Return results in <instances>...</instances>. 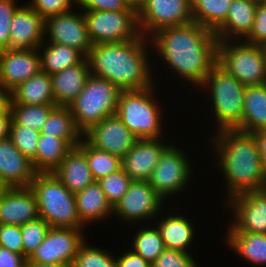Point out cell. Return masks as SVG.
Instances as JSON below:
<instances>
[{"mask_svg": "<svg viewBox=\"0 0 266 267\" xmlns=\"http://www.w3.org/2000/svg\"><path fill=\"white\" fill-rule=\"evenodd\" d=\"M149 39L156 57L160 56L177 77L196 88L217 64V37L196 22L160 29Z\"/></svg>", "mask_w": 266, "mask_h": 267, "instance_id": "6da1fadb", "label": "cell"}, {"mask_svg": "<svg viewBox=\"0 0 266 267\" xmlns=\"http://www.w3.org/2000/svg\"><path fill=\"white\" fill-rule=\"evenodd\" d=\"M149 46L150 39L143 35L130 41L93 45L86 57L90 74L105 78L121 91L152 87L156 80Z\"/></svg>", "mask_w": 266, "mask_h": 267, "instance_id": "7a4b0ae2", "label": "cell"}, {"mask_svg": "<svg viewBox=\"0 0 266 267\" xmlns=\"http://www.w3.org/2000/svg\"><path fill=\"white\" fill-rule=\"evenodd\" d=\"M211 136L216 166L227 185L226 200L242 192L264 189L266 175L254 134L227 129Z\"/></svg>", "mask_w": 266, "mask_h": 267, "instance_id": "3957f363", "label": "cell"}, {"mask_svg": "<svg viewBox=\"0 0 266 267\" xmlns=\"http://www.w3.org/2000/svg\"><path fill=\"white\" fill-rule=\"evenodd\" d=\"M199 88H204L210 96L209 109L215 117V132L236 129L241 124L246 86L216 64Z\"/></svg>", "mask_w": 266, "mask_h": 267, "instance_id": "277c9868", "label": "cell"}, {"mask_svg": "<svg viewBox=\"0 0 266 267\" xmlns=\"http://www.w3.org/2000/svg\"><path fill=\"white\" fill-rule=\"evenodd\" d=\"M30 187L36 196L39 217L50 227L86 229L78 217L74 193L53 173H36Z\"/></svg>", "mask_w": 266, "mask_h": 267, "instance_id": "5b68a950", "label": "cell"}, {"mask_svg": "<svg viewBox=\"0 0 266 267\" xmlns=\"http://www.w3.org/2000/svg\"><path fill=\"white\" fill-rule=\"evenodd\" d=\"M156 86L120 93L116 115L137 139H156L164 135L163 110L156 102Z\"/></svg>", "mask_w": 266, "mask_h": 267, "instance_id": "8992f818", "label": "cell"}, {"mask_svg": "<svg viewBox=\"0 0 266 267\" xmlns=\"http://www.w3.org/2000/svg\"><path fill=\"white\" fill-rule=\"evenodd\" d=\"M120 93L110 81L90 74L83 90L68 106L77 129L84 135L104 118L116 114Z\"/></svg>", "mask_w": 266, "mask_h": 267, "instance_id": "52a82bcc", "label": "cell"}, {"mask_svg": "<svg viewBox=\"0 0 266 267\" xmlns=\"http://www.w3.org/2000/svg\"><path fill=\"white\" fill-rule=\"evenodd\" d=\"M217 64L244 86L266 84V47L244 41H219Z\"/></svg>", "mask_w": 266, "mask_h": 267, "instance_id": "ba28073f", "label": "cell"}, {"mask_svg": "<svg viewBox=\"0 0 266 267\" xmlns=\"http://www.w3.org/2000/svg\"><path fill=\"white\" fill-rule=\"evenodd\" d=\"M185 150L170 144L162 153L160 160L148 182L157 194L165 201L169 196L184 192L193 175L192 163ZM192 169V170H191ZM178 193V194H177Z\"/></svg>", "mask_w": 266, "mask_h": 267, "instance_id": "9c48e42d", "label": "cell"}, {"mask_svg": "<svg viewBox=\"0 0 266 267\" xmlns=\"http://www.w3.org/2000/svg\"><path fill=\"white\" fill-rule=\"evenodd\" d=\"M93 45L125 42L140 34L137 11H83Z\"/></svg>", "mask_w": 266, "mask_h": 267, "instance_id": "30bf717a", "label": "cell"}, {"mask_svg": "<svg viewBox=\"0 0 266 267\" xmlns=\"http://www.w3.org/2000/svg\"><path fill=\"white\" fill-rule=\"evenodd\" d=\"M136 7L140 34L147 38L160 29L193 22L190 0H140Z\"/></svg>", "mask_w": 266, "mask_h": 267, "instance_id": "8fae6325", "label": "cell"}, {"mask_svg": "<svg viewBox=\"0 0 266 267\" xmlns=\"http://www.w3.org/2000/svg\"><path fill=\"white\" fill-rule=\"evenodd\" d=\"M165 201L150 186L148 181L132 180L128 191L114 205L113 215L115 214L122 222L132 225L135 223L148 222L151 224L153 219L157 220L159 212H164ZM150 219V220H149ZM152 219V220H151Z\"/></svg>", "mask_w": 266, "mask_h": 267, "instance_id": "7c38bea8", "label": "cell"}, {"mask_svg": "<svg viewBox=\"0 0 266 267\" xmlns=\"http://www.w3.org/2000/svg\"><path fill=\"white\" fill-rule=\"evenodd\" d=\"M85 229L50 227L44 241L27 258V264L72 265Z\"/></svg>", "mask_w": 266, "mask_h": 267, "instance_id": "4fadbf2b", "label": "cell"}, {"mask_svg": "<svg viewBox=\"0 0 266 267\" xmlns=\"http://www.w3.org/2000/svg\"><path fill=\"white\" fill-rule=\"evenodd\" d=\"M233 220L227 232H250L266 234V191L242 192L224 201Z\"/></svg>", "mask_w": 266, "mask_h": 267, "instance_id": "5bb4252c", "label": "cell"}, {"mask_svg": "<svg viewBox=\"0 0 266 267\" xmlns=\"http://www.w3.org/2000/svg\"><path fill=\"white\" fill-rule=\"evenodd\" d=\"M74 10V11H73ZM72 9L45 19V39L49 43L66 45L88 56L93 44L89 38L83 11ZM48 36V37H47Z\"/></svg>", "mask_w": 266, "mask_h": 267, "instance_id": "9a60e30c", "label": "cell"}, {"mask_svg": "<svg viewBox=\"0 0 266 267\" xmlns=\"http://www.w3.org/2000/svg\"><path fill=\"white\" fill-rule=\"evenodd\" d=\"M83 137L95 148L119 156L121 159L138 140L116 114L104 118Z\"/></svg>", "mask_w": 266, "mask_h": 267, "instance_id": "2e32d148", "label": "cell"}, {"mask_svg": "<svg viewBox=\"0 0 266 267\" xmlns=\"http://www.w3.org/2000/svg\"><path fill=\"white\" fill-rule=\"evenodd\" d=\"M41 71L38 49H6L0 51V87L11 91Z\"/></svg>", "mask_w": 266, "mask_h": 267, "instance_id": "e0dca14e", "label": "cell"}, {"mask_svg": "<svg viewBox=\"0 0 266 267\" xmlns=\"http://www.w3.org/2000/svg\"><path fill=\"white\" fill-rule=\"evenodd\" d=\"M45 20L27 3L14 12L8 49H38L45 40Z\"/></svg>", "mask_w": 266, "mask_h": 267, "instance_id": "ac0fdd59", "label": "cell"}, {"mask_svg": "<svg viewBox=\"0 0 266 267\" xmlns=\"http://www.w3.org/2000/svg\"><path fill=\"white\" fill-rule=\"evenodd\" d=\"M162 138L138 139L121 159L124 172L137 181H148L164 150L172 143ZM165 142V143H164Z\"/></svg>", "mask_w": 266, "mask_h": 267, "instance_id": "d6986e66", "label": "cell"}, {"mask_svg": "<svg viewBox=\"0 0 266 267\" xmlns=\"http://www.w3.org/2000/svg\"><path fill=\"white\" fill-rule=\"evenodd\" d=\"M39 217L36 196L30 186L6 187L0 195V224L22 226Z\"/></svg>", "mask_w": 266, "mask_h": 267, "instance_id": "ffe728a7", "label": "cell"}, {"mask_svg": "<svg viewBox=\"0 0 266 267\" xmlns=\"http://www.w3.org/2000/svg\"><path fill=\"white\" fill-rule=\"evenodd\" d=\"M36 172L8 137L0 140V181L5 187H28Z\"/></svg>", "mask_w": 266, "mask_h": 267, "instance_id": "44dd1931", "label": "cell"}, {"mask_svg": "<svg viewBox=\"0 0 266 267\" xmlns=\"http://www.w3.org/2000/svg\"><path fill=\"white\" fill-rule=\"evenodd\" d=\"M53 174L74 194L95 181L88 166L84 137L78 146L72 147L68 151Z\"/></svg>", "mask_w": 266, "mask_h": 267, "instance_id": "7402d4cb", "label": "cell"}, {"mask_svg": "<svg viewBox=\"0 0 266 267\" xmlns=\"http://www.w3.org/2000/svg\"><path fill=\"white\" fill-rule=\"evenodd\" d=\"M259 0H233L225 21L214 31L218 41H243L252 30Z\"/></svg>", "mask_w": 266, "mask_h": 267, "instance_id": "603a6c76", "label": "cell"}, {"mask_svg": "<svg viewBox=\"0 0 266 267\" xmlns=\"http://www.w3.org/2000/svg\"><path fill=\"white\" fill-rule=\"evenodd\" d=\"M90 75L88 59L85 57L79 64L53 73L52 91L56 106H69L83 90Z\"/></svg>", "mask_w": 266, "mask_h": 267, "instance_id": "cb8c5ba5", "label": "cell"}, {"mask_svg": "<svg viewBox=\"0 0 266 267\" xmlns=\"http://www.w3.org/2000/svg\"><path fill=\"white\" fill-rule=\"evenodd\" d=\"M74 195L78 217L85 227L92 222L107 220L108 216L112 217L113 207L97 181Z\"/></svg>", "mask_w": 266, "mask_h": 267, "instance_id": "d4e9b609", "label": "cell"}, {"mask_svg": "<svg viewBox=\"0 0 266 267\" xmlns=\"http://www.w3.org/2000/svg\"><path fill=\"white\" fill-rule=\"evenodd\" d=\"M170 214V215H169ZM161 216L156 221L157 228L161 234L164 245L167 249H174L182 252H188L195 238V227L192 221L185 216L174 212ZM165 216V217H164ZM163 217V218H162Z\"/></svg>", "mask_w": 266, "mask_h": 267, "instance_id": "484cf974", "label": "cell"}, {"mask_svg": "<svg viewBox=\"0 0 266 267\" xmlns=\"http://www.w3.org/2000/svg\"><path fill=\"white\" fill-rule=\"evenodd\" d=\"M10 104L55 105L51 75L40 71L10 91Z\"/></svg>", "mask_w": 266, "mask_h": 267, "instance_id": "4316f807", "label": "cell"}, {"mask_svg": "<svg viewBox=\"0 0 266 267\" xmlns=\"http://www.w3.org/2000/svg\"><path fill=\"white\" fill-rule=\"evenodd\" d=\"M236 129L249 133L266 130V84L246 86L242 122Z\"/></svg>", "mask_w": 266, "mask_h": 267, "instance_id": "83f0119b", "label": "cell"}, {"mask_svg": "<svg viewBox=\"0 0 266 267\" xmlns=\"http://www.w3.org/2000/svg\"><path fill=\"white\" fill-rule=\"evenodd\" d=\"M226 244L237 256L254 266L266 265V234L250 232H227Z\"/></svg>", "mask_w": 266, "mask_h": 267, "instance_id": "f1b7e54d", "label": "cell"}, {"mask_svg": "<svg viewBox=\"0 0 266 267\" xmlns=\"http://www.w3.org/2000/svg\"><path fill=\"white\" fill-rule=\"evenodd\" d=\"M72 147L62 138L40 134L36 157L31 161L36 173H53Z\"/></svg>", "mask_w": 266, "mask_h": 267, "instance_id": "f546056e", "label": "cell"}, {"mask_svg": "<svg viewBox=\"0 0 266 267\" xmlns=\"http://www.w3.org/2000/svg\"><path fill=\"white\" fill-rule=\"evenodd\" d=\"M38 50L41 58V71L49 75L77 65L85 58L75 48L49 43L46 40L38 47Z\"/></svg>", "mask_w": 266, "mask_h": 267, "instance_id": "4dcf8cb0", "label": "cell"}, {"mask_svg": "<svg viewBox=\"0 0 266 267\" xmlns=\"http://www.w3.org/2000/svg\"><path fill=\"white\" fill-rule=\"evenodd\" d=\"M40 134L64 139L71 147L81 143L83 134L77 129L68 106H56L49 114Z\"/></svg>", "mask_w": 266, "mask_h": 267, "instance_id": "1f68e13d", "label": "cell"}, {"mask_svg": "<svg viewBox=\"0 0 266 267\" xmlns=\"http://www.w3.org/2000/svg\"><path fill=\"white\" fill-rule=\"evenodd\" d=\"M233 0H190L193 22L215 31L226 19Z\"/></svg>", "mask_w": 266, "mask_h": 267, "instance_id": "d6a6232c", "label": "cell"}, {"mask_svg": "<svg viewBox=\"0 0 266 267\" xmlns=\"http://www.w3.org/2000/svg\"><path fill=\"white\" fill-rule=\"evenodd\" d=\"M141 228L132 238L134 242L131 243V249L152 264L166 247L157 226L155 227L151 223V226L150 224L147 227L142 225Z\"/></svg>", "mask_w": 266, "mask_h": 267, "instance_id": "836d02e7", "label": "cell"}, {"mask_svg": "<svg viewBox=\"0 0 266 267\" xmlns=\"http://www.w3.org/2000/svg\"><path fill=\"white\" fill-rule=\"evenodd\" d=\"M56 105L10 104L12 120L17 125L26 126L40 132L50 112Z\"/></svg>", "mask_w": 266, "mask_h": 267, "instance_id": "e575fe53", "label": "cell"}, {"mask_svg": "<svg viewBox=\"0 0 266 267\" xmlns=\"http://www.w3.org/2000/svg\"><path fill=\"white\" fill-rule=\"evenodd\" d=\"M86 158L95 181L118 171L121 166L119 156L95 148L86 140Z\"/></svg>", "mask_w": 266, "mask_h": 267, "instance_id": "d590c367", "label": "cell"}, {"mask_svg": "<svg viewBox=\"0 0 266 267\" xmlns=\"http://www.w3.org/2000/svg\"><path fill=\"white\" fill-rule=\"evenodd\" d=\"M108 250L91 246L85 240L80 244L72 267H117L116 255Z\"/></svg>", "mask_w": 266, "mask_h": 267, "instance_id": "8d00e7d4", "label": "cell"}, {"mask_svg": "<svg viewBox=\"0 0 266 267\" xmlns=\"http://www.w3.org/2000/svg\"><path fill=\"white\" fill-rule=\"evenodd\" d=\"M9 138L15 147L30 161L36 157L38 140L40 132L27 128L26 126L17 125L11 121Z\"/></svg>", "mask_w": 266, "mask_h": 267, "instance_id": "74e56055", "label": "cell"}, {"mask_svg": "<svg viewBox=\"0 0 266 267\" xmlns=\"http://www.w3.org/2000/svg\"><path fill=\"white\" fill-rule=\"evenodd\" d=\"M97 182L106 195L108 202L114 207V205L128 191L132 179L121 167L118 171L99 179Z\"/></svg>", "mask_w": 266, "mask_h": 267, "instance_id": "f35d334b", "label": "cell"}, {"mask_svg": "<svg viewBox=\"0 0 266 267\" xmlns=\"http://www.w3.org/2000/svg\"><path fill=\"white\" fill-rule=\"evenodd\" d=\"M49 229L50 225L41 217L21 226L23 255L26 258L44 241Z\"/></svg>", "mask_w": 266, "mask_h": 267, "instance_id": "ab89813d", "label": "cell"}, {"mask_svg": "<svg viewBox=\"0 0 266 267\" xmlns=\"http://www.w3.org/2000/svg\"><path fill=\"white\" fill-rule=\"evenodd\" d=\"M192 253L165 249L151 264V267H198Z\"/></svg>", "mask_w": 266, "mask_h": 267, "instance_id": "60d3db41", "label": "cell"}, {"mask_svg": "<svg viewBox=\"0 0 266 267\" xmlns=\"http://www.w3.org/2000/svg\"><path fill=\"white\" fill-rule=\"evenodd\" d=\"M76 5L82 11H137L129 0H76Z\"/></svg>", "mask_w": 266, "mask_h": 267, "instance_id": "b9f144b4", "label": "cell"}, {"mask_svg": "<svg viewBox=\"0 0 266 267\" xmlns=\"http://www.w3.org/2000/svg\"><path fill=\"white\" fill-rule=\"evenodd\" d=\"M44 20L50 16L68 12L76 6V0H31L27 2Z\"/></svg>", "mask_w": 266, "mask_h": 267, "instance_id": "7bdbcfd3", "label": "cell"}, {"mask_svg": "<svg viewBox=\"0 0 266 267\" xmlns=\"http://www.w3.org/2000/svg\"><path fill=\"white\" fill-rule=\"evenodd\" d=\"M243 41L266 47V0H259L252 30Z\"/></svg>", "mask_w": 266, "mask_h": 267, "instance_id": "ee69618b", "label": "cell"}, {"mask_svg": "<svg viewBox=\"0 0 266 267\" xmlns=\"http://www.w3.org/2000/svg\"><path fill=\"white\" fill-rule=\"evenodd\" d=\"M17 0H0V51L9 47L10 24L14 12L19 7Z\"/></svg>", "mask_w": 266, "mask_h": 267, "instance_id": "f6af8a7d", "label": "cell"}, {"mask_svg": "<svg viewBox=\"0 0 266 267\" xmlns=\"http://www.w3.org/2000/svg\"><path fill=\"white\" fill-rule=\"evenodd\" d=\"M0 246L23 255L21 226L0 224Z\"/></svg>", "mask_w": 266, "mask_h": 267, "instance_id": "bcb514c9", "label": "cell"}, {"mask_svg": "<svg viewBox=\"0 0 266 267\" xmlns=\"http://www.w3.org/2000/svg\"><path fill=\"white\" fill-rule=\"evenodd\" d=\"M0 267H28L27 258L0 246Z\"/></svg>", "mask_w": 266, "mask_h": 267, "instance_id": "7dc6e473", "label": "cell"}, {"mask_svg": "<svg viewBox=\"0 0 266 267\" xmlns=\"http://www.w3.org/2000/svg\"><path fill=\"white\" fill-rule=\"evenodd\" d=\"M117 267H151V264L144 260L141 256L135 253L133 250H125V253L120 256H116Z\"/></svg>", "mask_w": 266, "mask_h": 267, "instance_id": "c3c4849f", "label": "cell"}, {"mask_svg": "<svg viewBox=\"0 0 266 267\" xmlns=\"http://www.w3.org/2000/svg\"><path fill=\"white\" fill-rule=\"evenodd\" d=\"M253 134L257 141L258 149L262 158V163L266 175V130H261Z\"/></svg>", "mask_w": 266, "mask_h": 267, "instance_id": "681fc988", "label": "cell"}, {"mask_svg": "<svg viewBox=\"0 0 266 267\" xmlns=\"http://www.w3.org/2000/svg\"><path fill=\"white\" fill-rule=\"evenodd\" d=\"M12 115L10 110L3 116H0V140L9 137Z\"/></svg>", "mask_w": 266, "mask_h": 267, "instance_id": "f907efd6", "label": "cell"}, {"mask_svg": "<svg viewBox=\"0 0 266 267\" xmlns=\"http://www.w3.org/2000/svg\"><path fill=\"white\" fill-rule=\"evenodd\" d=\"M10 92L0 87V116L10 110Z\"/></svg>", "mask_w": 266, "mask_h": 267, "instance_id": "816d5d0a", "label": "cell"}, {"mask_svg": "<svg viewBox=\"0 0 266 267\" xmlns=\"http://www.w3.org/2000/svg\"><path fill=\"white\" fill-rule=\"evenodd\" d=\"M28 267H72L71 265L67 264H27Z\"/></svg>", "mask_w": 266, "mask_h": 267, "instance_id": "f5cc1de1", "label": "cell"}, {"mask_svg": "<svg viewBox=\"0 0 266 267\" xmlns=\"http://www.w3.org/2000/svg\"><path fill=\"white\" fill-rule=\"evenodd\" d=\"M134 6H137L140 0H129Z\"/></svg>", "mask_w": 266, "mask_h": 267, "instance_id": "db71d44e", "label": "cell"}, {"mask_svg": "<svg viewBox=\"0 0 266 267\" xmlns=\"http://www.w3.org/2000/svg\"><path fill=\"white\" fill-rule=\"evenodd\" d=\"M6 187L2 184V182L0 181V195L2 193V191L5 189Z\"/></svg>", "mask_w": 266, "mask_h": 267, "instance_id": "11a10c76", "label": "cell"}]
</instances>
